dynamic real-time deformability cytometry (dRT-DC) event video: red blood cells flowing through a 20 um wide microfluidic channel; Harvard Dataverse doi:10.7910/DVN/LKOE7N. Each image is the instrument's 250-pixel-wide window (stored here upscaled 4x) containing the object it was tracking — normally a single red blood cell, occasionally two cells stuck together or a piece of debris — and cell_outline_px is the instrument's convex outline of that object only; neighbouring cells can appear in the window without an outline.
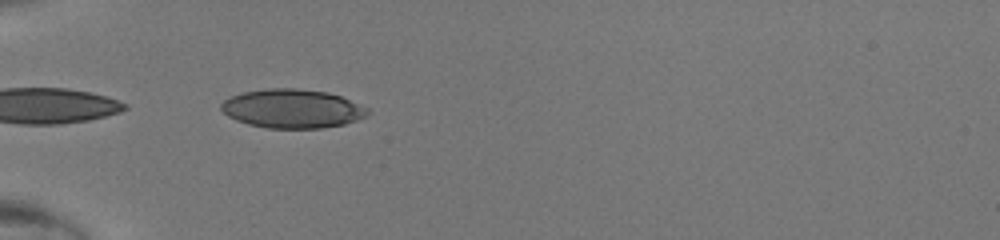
{"species": "human", "species_latin": "Homo sapiens", "temperature_condition": "room temperature", "stored_images_in_passage": 15, "camera_frame_rate_fps": 3000, "um_per_image_px": 0.085, "donor": {"sex": "male"}, "frame": {"image": 1, "passage_image": 1, "time_ms": 0.0, "image_size_px": [1000, 240], "cell_outline_px": [[368, 116], [344, 124], [320, 128], [268, 128], [248, 124], [236, 120], [228, 116], [220, 108], [220, 104], [224, 100], [232, 96], [244, 92], [264, 88], [296, 88], [328, 92], [340, 96], [368, 108]], "centroid_in_image_um": [24.83, 9.23], "position_along_channel_um": 60.2, "area_um2": 33.12}}
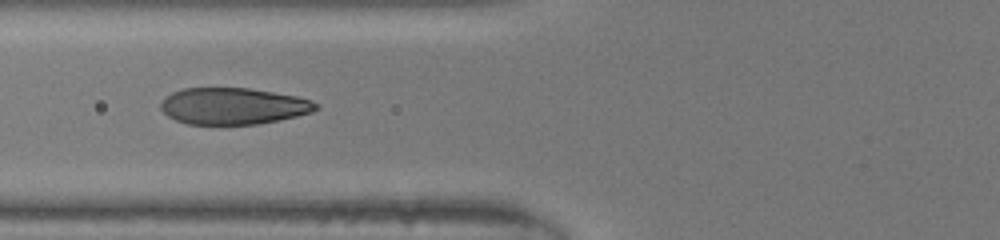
{"frame": {"image": 2, "passage_image": 5, "time_ms": 1.333, "image_size_px": [1000, 240], "cell_outline_px": [[320, 108], [312, 112], [280, 120], [256, 124], [188, 124], [176, 120], [168, 116], [160, 108], [160, 104], [164, 96], [172, 92], [184, 88], [248, 88], [296, 96], [312, 100], [320, 104]], "centroid_in_image_um": [19.83, 9.01], "position_along_channel_um": 106.0, "area_um2": 33.18}}